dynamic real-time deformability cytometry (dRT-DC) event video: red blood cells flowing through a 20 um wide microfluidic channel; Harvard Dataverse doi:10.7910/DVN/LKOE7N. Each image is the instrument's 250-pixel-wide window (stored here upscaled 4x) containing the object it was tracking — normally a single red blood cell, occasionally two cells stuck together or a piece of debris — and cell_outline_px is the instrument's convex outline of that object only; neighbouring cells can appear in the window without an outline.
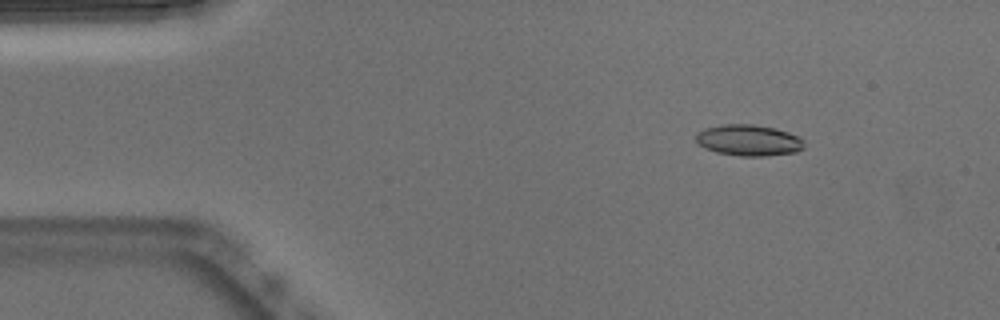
{"species": "Egyptian fruit bat (a non-hibernating species)", "species_latin": "Rousettus aegyptiacus", "temperature_condition": "warm", "stored_images_in_passage": 52, "camera_frame_rate_fps": 3000, "um_per_image_px": 0.085, "animal": {"sex": "male"}, "frame": {"image": 1, "passage_image": 7, "time_ms": 2.0, "image_size_px": [1000, 320], "cell_outline_px": [[804, 148], [796, 152], [764, 156], [740, 156], [716, 152], [704, 148], [696, 140], [696, 132], [704, 128], [724, 124], [752, 124], [776, 128], [788, 132], [804, 140]], "centroid_in_image_um": [63.63, 11.92], "position_along_channel_um": 21.4, "area_um2": 19.71}}
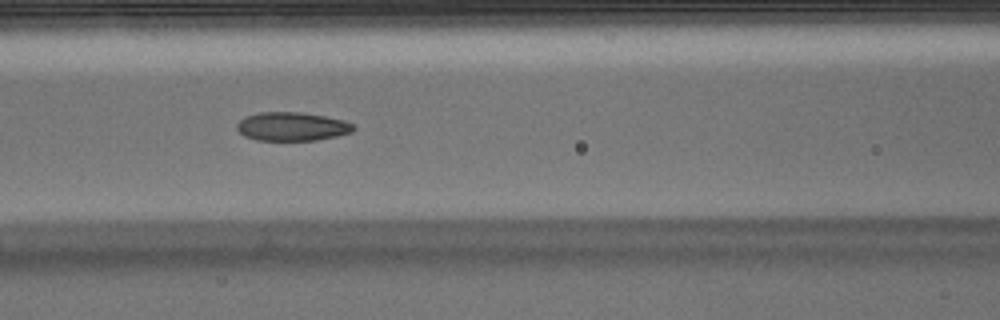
{"frame": {"image": 2, "passage_image": 22, "time_ms": 7.0, "image_size_px": [1000, 320], "cell_outline_px": [[356, 128], [352, 132], [336, 136], [316, 140], [256, 140], [244, 136], [236, 128], [236, 124], [244, 116], [260, 112], [300, 112], [324, 116], [344, 120], [352, 124]], "centroid_in_image_um": [24.8, 10.75], "position_along_channel_um": 141.8, "area_um2": 19.48}}
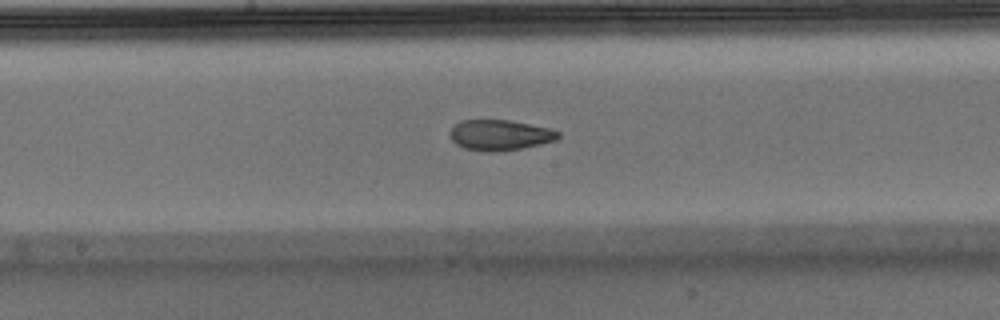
{"frame": {"image": 3, "passage_image": 27, "time_ms": 8.667, "image_size_px": [1000, 320], "cell_outline_px": [[560, 136], [556, 140], [540, 144], [520, 148], [496, 152], [488, 152], [464, 148], [456, 144], [452, 140], [452, 128], [460, 120], [508, 120], [552, 128], [560, 132]], "centroid_in_image_um": [42.53, 11.48], "position_along_channel_um": 205.7, "area_um2": 19.13}, "authors_computed_cell_mechanics": {"area_um2": 19.8254, "velocity_mm_per_s": 3.8318, "shape_relaxation_time_tau1_ms": null, "shape_relaxation_time_tau2_ms": 2.1415, "deformation_change_tau1": null, "deformation_change_tau2": 0.0912}}